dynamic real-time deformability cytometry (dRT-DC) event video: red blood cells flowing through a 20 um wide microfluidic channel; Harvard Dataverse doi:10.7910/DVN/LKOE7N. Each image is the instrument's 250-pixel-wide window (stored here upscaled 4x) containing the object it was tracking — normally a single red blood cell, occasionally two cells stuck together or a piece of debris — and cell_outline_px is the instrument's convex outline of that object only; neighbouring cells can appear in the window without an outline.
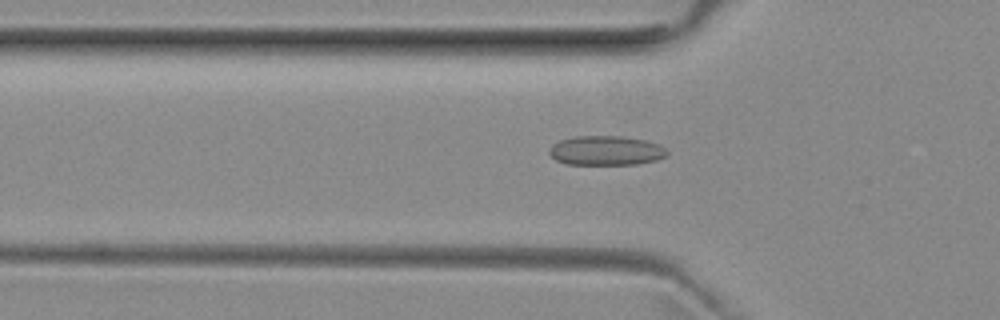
{"species": "common noctule bat (a hibernating species)", "species_latin": "Nyctalus noctula", "temperature_condition": "room temperature", "stored_images_in_passage": 40, "camera_frame_rate_fps": 3000, "um_per_image_px": 0.085, "animal": {"sex": "female", "body_mass_g": 29.2, "forearm_length_mm": 56.3}, "frame": {"image": 1, "passage_image": 6, "time_ms": 1.667, "image_size_px": [1000, 320], "cell_outline_px": [[668, 152], [664, 156], [656, 160], [636, 164], [568, 164], [556, 160], [548, 152], [552, 144], [560, 140], [576, 136], [624, 136], [644, 140], [660, 144]], "centroid_in_image_um": [51.5, 12.79], "position_along_channel_um": 74.3, "area_um2": 20.11}}
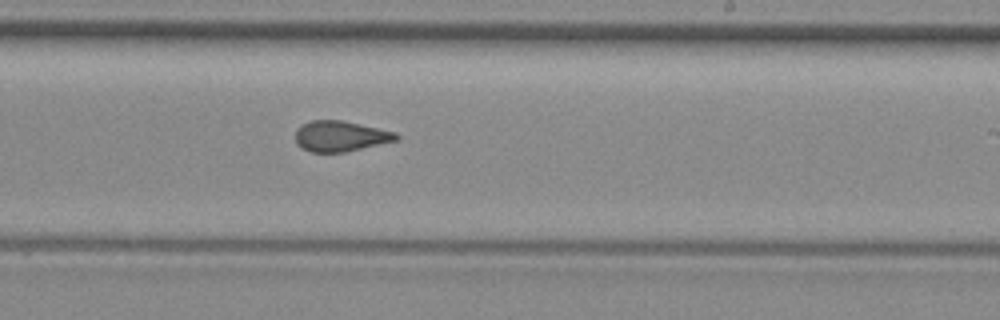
{"frame": {"image": 2, "passage_image": 20, "time_ms": 6.333, "image_size_px": [1000, 320], "cell_outline_px": [[400, 136], [396, 140], [344, 152], [312, 152], [296, 144], [296, 128], [300, 124], [312, 120], [340, 120], [396, 132]], "centroid_in_image_um": [28.9, 11.56], "position_along_channel_um": 260.1, "area_um2": 17.74}}
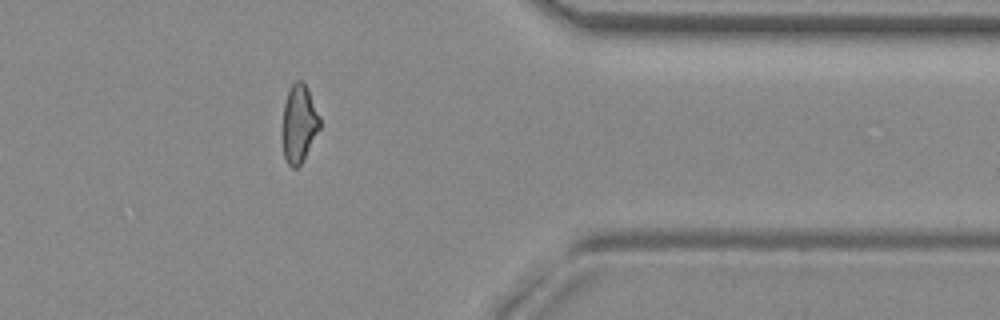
{"frame": {"image": 3, "passage_image": 31, "time_ms": 10.0, "image_size_px": [1000, 320], "cell_outline_px": [[320, 128], [300, 164], [296, 168], [292, 168], [284, 160], [284, 104], [288, 92], [292, 84], [296, 80], [304, 80], [308, 88], [320, 116]], "centroid_in_image_um": [25.44, 10.47], "position_along_channel_um": 386.0, "area_um2": 16.59}, "authors_computed_cell_mechanics": {"area_um2": 18.1492, "velocity_mm_per_s": 3.9606, "shape_relaxation_time_tau1_ms": null, "shape_relaxation_time_tau2_ms": 2.1223, "deformation_change_tau1": null, "deformation_change_tau2": 0.0858}}